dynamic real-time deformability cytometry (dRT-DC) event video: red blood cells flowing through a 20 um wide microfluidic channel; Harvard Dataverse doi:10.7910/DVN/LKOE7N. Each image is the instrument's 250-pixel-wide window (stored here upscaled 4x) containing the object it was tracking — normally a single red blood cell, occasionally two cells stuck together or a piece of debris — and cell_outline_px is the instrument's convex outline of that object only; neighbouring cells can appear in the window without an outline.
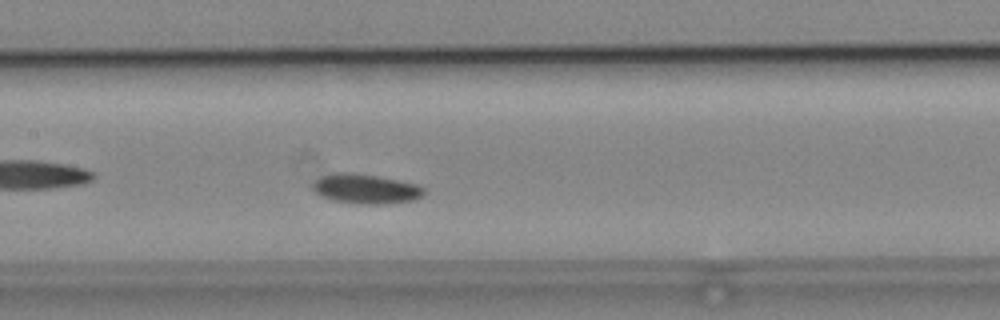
{"species": "common noctule bat (a hibernating species)", "species_latin": "Nyctalus noctula", "temperature_condition": "cold", "stored_images_in_passage": 23, "camera_frame_rate_fps": 3000, "um_per_image_px": 0.085, "animal": {"sex": "male", "body_mass_g": 19.2, "forearm_length_mm": 51.8}, "frame": {"image": 1, "passage_image": 12, "time_ms": 3.667, "image_size_px": [1000, 320], "cell_outline_px": [[424, 192], [420, 196], [412, 200], [388, 204], [360, 204], [332, 200], [320, 196], [312, 188], [312, 184], [316, 180], [332, 172], [352, 172], [376, 176], [416, 184], [424, 188]], "centroid_in_image_um": [31.04, 16.05], "position_along_channel_um": 176.4, "area_um2": 19.07}}
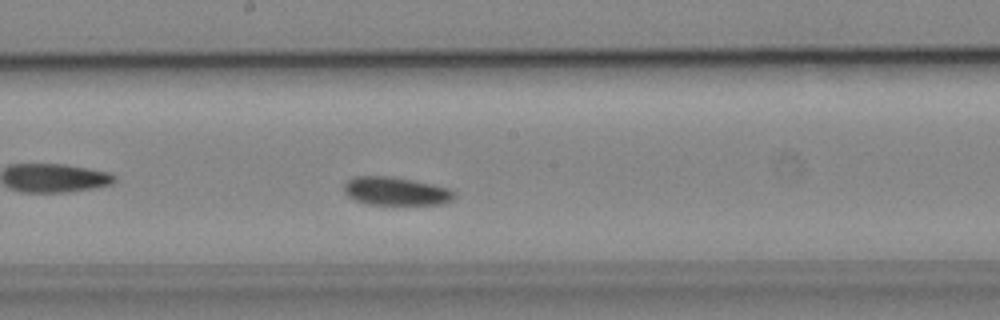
{"frame": {"image": 2, "passage_image": 15, "time_ms": 4.667, "image_size_px": [1000, 320], "cell_outline_px": [[456, 196], [452, 200], [444, 204], [368, 204], [356, 200], [348, 196], [344, 192], [344, 184], [348, 180], [356, 176], [388, 176], [412, 180], [448, 188]], "centroid_in_image_um": [33.62, 16.25], "position_along_channel_um": 214.6, "area_um2": 17.92}}